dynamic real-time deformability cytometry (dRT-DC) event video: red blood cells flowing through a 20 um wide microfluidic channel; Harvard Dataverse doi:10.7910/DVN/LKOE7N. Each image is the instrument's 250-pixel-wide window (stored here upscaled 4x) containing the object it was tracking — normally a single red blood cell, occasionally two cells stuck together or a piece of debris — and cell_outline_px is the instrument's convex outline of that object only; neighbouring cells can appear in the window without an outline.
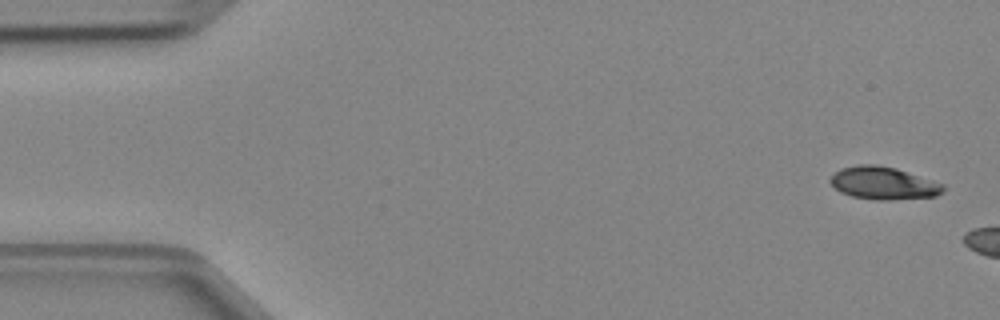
{"species": "Egyptian fruit bat (a non-hibernating species)", "species_latin": "Rousettus aegyptiacus", "temperature_condition": "cold", "stored_images_in_passage": 3, "camera_frame_rate_fps": 3000, "um_per_image_px": 0.085, "animal": {"sex": "female"}, "frame": {"image": 1, "passage_image": 1, "time_ms": 0.0, "image_size_px": [1000, 320], "cell_outline_px": [[944, 192], [936, 196], [888, 200], [872, 200], [852, 196], [840, 192], [828, 180], [840, 168], [860, 164], [876, 164], [896, 168], [944, 184]], "centroid_in_image_um": [75.09, 15.57], "position_along_channel_um": 9.9, "area_um2": 21.5}}